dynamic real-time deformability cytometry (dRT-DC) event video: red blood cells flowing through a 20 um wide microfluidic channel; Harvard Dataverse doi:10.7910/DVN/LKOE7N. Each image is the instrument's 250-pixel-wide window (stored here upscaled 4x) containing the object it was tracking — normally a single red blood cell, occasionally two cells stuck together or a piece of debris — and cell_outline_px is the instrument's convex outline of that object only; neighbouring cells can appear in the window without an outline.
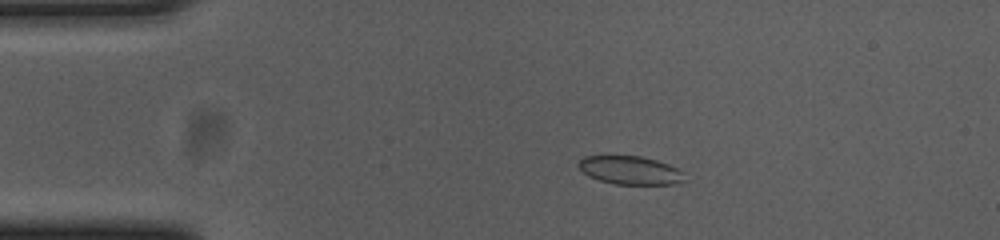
{"species": "common noctule bat (a hibernating species)", "species_latin": "Nyctalus noctula", "temperature_condition": "cold", "stored_images_in_passage": 51, "camera_frame_rate_fps": 3000, "um_per_image_px": 0.085, "animal": {"sex": "female", "body_mass_g": 23.0, "forearm_length_mm": 53.4}, "frame": {"image": 1, "passage_image": 7, "time_ms": 2.0, "image_size_px": [1000, 240], "cell_outline_px": [[684, 180], [672, 184], [616, 184], [600, 180], [588, 176], [580, 168], [580, 160], [584, 156], [640, 156], [656, 160], [668, 164], [684, 172]], "centroid_in_image_um": [53.58, 14.47], "position_along_channel_um": 31.4, "area_um2": 17.22}}
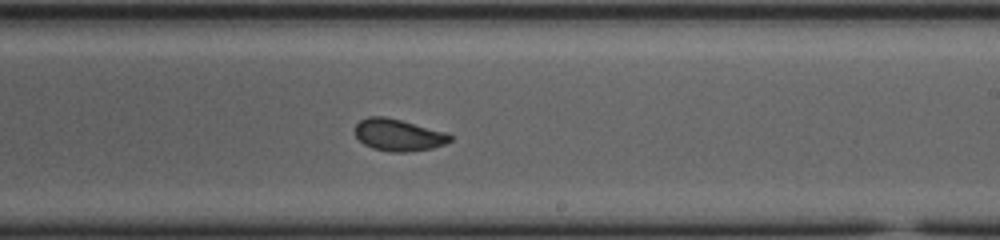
{"frame": {"image": 2, "passage_image": 29, "time_ms": 9.333, "image_size_px": [1000, 240], "cell_outline_px": [[452, 140], [444, 144], [432, 148], [408, 152], [388, 152], [372, 148], [364, 144], [356, 136], [356, 124], [360, 120], [368, 116], [384, 116], [400, 120], [444, 132], [452, 136]], "centroid_in_image_um": [33.84, 11.48], "position_along_channel_um": 255.2, "area_um2": 17.51}}
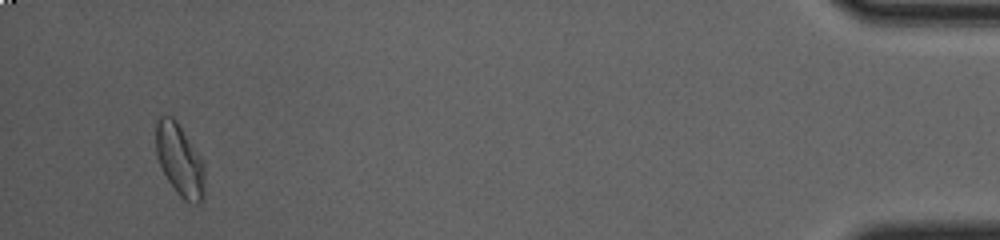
{"frame": {"image": 3, "passage_image": 49, "time_ms": 16.0, "image_size_px": [1000, 240], "cell_outline_px": [[204, 200], [200, 204], [192, 204], [184, 200], [176, 192], [168, 180], [160, 164], [156, 152], [156, 120], [160, 116], [172, 116], [176, 120], [204, 164]], "centroid_in_image_um": [15.28, 13.65], "position_along_channel_um": 419.9, "area_um2": 20.29}, "authors_computed_cell_mechanics": {"area_um2": 17.918, "velocity_mm_per_s": 3.6785, "shape_relaxation_time_tau1_ms": null, "shape_relaxation_time_tau2_ms": 1.1412, "deformation_change_tau1": null, "deformation_change_tau2": 0.0625}}